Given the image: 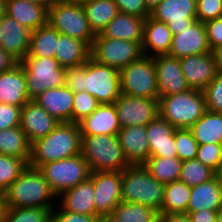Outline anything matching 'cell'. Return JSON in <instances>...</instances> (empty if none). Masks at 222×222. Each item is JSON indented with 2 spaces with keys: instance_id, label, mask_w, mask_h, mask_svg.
I'll use <instances>...</instances> for the list:
<instances>
[{
  "instance_id": "obj_1",
  "label": "cell",
  "mask_w": 222,
  "mask_h": 222,
  "mask_svg": "<svg viewBox=\"0 0 222 222\" xmlns=\"http://www.w3.org/2000/svg\"><path fill=\"white\" fill-rule=\"evenodd\" d=\"M81 143L79 124L60 122L47 136L32 143L29 166L39 169L43 164L77 156Z\"/></svg>"
},
{
  "instance_id": "obj_2",
  "label": "cell",
  "mask_w": 222,
  "mask_h": 222,
  "mask_svg": "<svg viewBox=\"0 0 222 222\" xmlns=\"http://www.w3.org/2000/svg\"><path fill=\"white\" fill-rule=\"evenodd\" d=\"M6 207H40L53 209L56 194L38 168L27 166L22 174L3 192Z\"/></svg>"
},
{
  "instance_id": "obj_3",
  "label": "cell",
  "mask_w": 222,
  "mask_h": 222,
  "mask_svg": "<svg viewBox=\"0 0 222 222\" xmlns=\"http://www.w3.org/2000/svg\"><path fill=\"white\" fill-rule=\"evenodd\" d=\"M165 186L152 177L143 165H130L122 171V202L142 204L160 212Z\"/></svg>"
},
{
  "instance_id": "obj_4",
  "label": "cell",
  "mask_w": 222,
  "mask_h": 222,
  "mask_svg": "<svg viewBox=\"0 0 222 222\" xmlns=\"http://www.w3.org/2000/svg\"><path fill=\"white\" fill-rule=\"evenodd\" d=\"M159 116L175 129H189L207 111L203 91H187L159 96Z\"/></svg>"
},
{
  "instance_id": "obj_5",
  "label": "cell",
  "mask_w": 222,
  "mask_h": 222,
  "mask_svg": "<svg viewBox=\"0 0 222 222\" xmlns=\"http://www.w3.org/2000/svg\"><path fill=\"white\" fill-rule=\"evenodd\" d=\"M81 154L91 172L123 171L130 164L125 158L117 135H81Z\"/></svg>"
},
{
  "instance_id": "obj_6",
  "label": "cell",
  "mask_w": 222,
  "mask_h": 222,
  "mask_svg": "<svg viewBox=\"0 0 222 222\" xmlns=\"http://www.w3.org/2000/svg\"><path fill=\"white\" fill-rule=\"evenodd\" d=\"M119 72L122 94L159 99L154 57L142 55L138 60L120 69Z\"/></svg>"
},
{
  "instance_id": "obj_7",
  "label": "cell",
  "mask_w": 222,
  "mask_h": 222,
  "mask_svg": "<svg viewBox=\"0 0 222 222\" xmlns=\"http://www.w3.org/2000/svg\"><path fill=\"white\" fill-rule=\"evenodd\" d=\"M20 64L25 70L30 100L48 89L64 86L66 68L55 57H25Z\"/></svg>"
},
{
  "instance_id": "obj_8",
  "label": "cell",
  "mask_w": 222,
  "mask_h": 222,
  "mask_svg": "<svg viewBox=\"0 0 222 222\" xmlns=\"http://www.w3.org/2000/svg\"><path fill=\"white\" fill-rule=\"evenodd\" d=\"M47 23L59 33L80 39L90 47L95 38L82 5L54 1L47 9Z\"/></svg>"
},
{
  "instance_id": "obj_9",
  "label": "cell",
  "mask_w": 222,
  "mask_h": 222,
  "mask_svg": "<svg viewBox=\"0 0 222 222\" xmlns=\"http://www.w3.org/2000/svg\"><path fill=\"white\" fill-rule=\"evenodd\" d=\"M39 170L58 197L90 177L91 170L82 154L43 164Z\"/></svg>"
},
{
  "instance_id": "obj_10",
  "label": "cell",
  "mask_w": 222,
  "mask_h": 222,
  "mask_svg": "<svg viewBox=\"0 0 222 222\" xmlns=\"http://www.w3.org/2000/svg\"><path fill=\"white\" fill-rule=\"evenodd\" d=\"M142 53L141 43L95 35L90 50V58L95 62L122 69L138 60Z\"/></svg>"
},
{
  "instance_id": "obj_11",
  "label": "cell",
  "mask_w": 222,
  "mask_h": 222,
  "mask_svg": "<svg viewBox=\"0 0 222 222\" xmlns=\"http://www.w3.org/2000/svg\"><path fill=\"white\" fill-rule=\"evenodd\" d=\"M84 91L100 104H113L121 94L119 69L101 65L90 58L85 63Z\"/></svg>"
},
{
  "instance_id": "obj_12",
  "label": "cell",
  "mask_w": 222,
  "mask_h": 222,
  "mask_svg": "<svg viewBox=\"0 0 222 222\" xmlns=\"http://www.w3.org/2000/svg\"><path fill=\"white\" fill-rule=\"evenodd\" d=\"M93 181L95 215L112 214L122 201V171H95L89 177Z\"/></svg>"
},
{
  "instance_id": "obj_13",
  "label": "cell",
  "mask_w": 222,
  "mask_h": 222,
  "mask_svg": "<svg viewBox=\"0 0 222 222\" xmlns=\"http://www.w3.org/2000/svg\"><path fill=\"white\" fill-rule=\"evenodd\" d=\"M119 124L122 127L146 126L159 116L158 99L120 94L114 102Z\"/></svg>"
},
{
  "instance_id": "obj_14",
  "label": "cell",
  "mask_w": 222,
  "mask_h": 222,
  "mask_svg": "<svg viewBox=\"0 0 222 222\" xmlns=\"http://www.w3.org/2000/svg\"><path fill=\"white\" fill-rule=\"evenodd\" d=\"M150 16L169 26L172 34H178L197 21L196 0H162Z\"/></svg>"
},
{
  "instance_id": "obj_15",
  "label": "cell",
  "mask_w": 222,
  "mask_h": 222,
  "mask_svg": "<svg viewBox=\"0 0 222 222\" xmlns=\"http://www.w3.org/2000/svg\"><path fill=\"white\" fill-rule=\"evenodd\" d=\"M211 52L204 23L195 21L191 26L173 35L168 55L182 58Z\"/></svg>"
},
{
  "instance_id": "obj_16",
  "label": "cell",
  "mask_w": 222,
  "mask_h": 222,
  "mask_svg": "<svg viewBox=\"0 0 222 222\" xmlns=\"http://www.w3.org/2000/svg\"><path fill=\"white\" fill-rule=\"evenodd\" d=\"M181 70L190 89L203 91L219 73L213 53L180 58Z\"/></svg>"
},
{
  "instance_id": "obj_17",
  "label": "cell",
  "mask_w": 222,
  "mask_h": 222,
  "mask_svg": "<svg viewBox=\"0 0 222 222\" xmlns=\"http://www.w3.org/2000/svg\"><path fill=\"white\" fill-rule=\"evenodd\" d=\"M159 96H168L190 89L180 66V58L159 55L154 57Z\"/></svg>"
},
{
  "instance_id": "obj_18",
  "label": "cell",
  "mask_w": 222,
  "mask_h": 222,
  "mask_svg": "<svg viewBox=\"0 0 222 222\" xmlns=\"http://www.w3.org/2000/svg\"><path fill=\"white\" fill-rule=\"evenodd\" d=\"M59 123L34 100H29L21 107L20 128L31 144L47 136Z\"/></svg>"
},
{
  "instance_id": "obj_19",
  "label": "cell",
  "mask_w": 222,
  "mask_h": 222,
  "mask_svg": "<svg viewBox=\"0 0 222 222\" xmlns=\"http://www.w3.org/2000/svg\"><path fill=\"white\" fill-rule=\"evenodd\" d=\"M120 146L130 165H143L150 157L146 126L120 128L118 134Z\"/></svg>"
},
{
  "instance_id": "obj_20",
  "label": "cell",
  "mask_w": 222,
  "mask_h": 222,
  "mask_svg": "<svg viewBox=\"0 0 222 222\" xmlns=\"http://www.w3.org/2000/svg\"><path fill=\"white\" fill-rule=\"evenodd\" d=\"M0 27L1 47L20 63L28 54L32 31L7 14L0 19Z\"/></svg>"
},
{
  "instance_id": "obj_21",
  "label": "cell",
  "mask_w": 222,
  "mask_h": 222,
  "mask_svg": "<svg viewBox=\"0 0 222 222\" xmlns=\"http://www.w3.org/2000/svg\"><path fill=\"white\" fill-rule=\"evenodd\" d=\"M175 130L160 116L146 125L150 157H177Z\"/></svg>"
},
{
  "instance_id": "obj_22",
  "label": "cell",
  "mask_w": 222,
  "mask_h": 222,
  "mask_svg": "<svg viewBox=\"0 0 222 222\" xmlns=\"http://www.w3.org/2000/svg\"><path fill=\"white\" fill-rule=\"evenodd\" d=\"M33 100L59 122H72L74 92L65 85L48 89Z\"/></svg>"
},
{
  "instance_id": "obj_23",
  "label": "cell",
  "mask_w": 222,
  "mask_h": 222,
  "mask_svg": "<svg viewBox=\"0 0 222 222\" xmlns=\"http://www.w3.org/2000/svg\"><path fill=\"white\" fill-rule=\"evenodd\" d=\"M222 212V179L216 174L212 179L191 187L187 212L200 210Z\"/></svg>"
},
{
  "instance_id": "obj_24",
  "label": "cell",
  "mask_w": 222,
  "mask_h": 222,
  "mask_svg": "<svg viewBox=\"0 0 222 222\" xmlns=\"http://www.w3.org/2000/svg\"><path fill=\"white\" fill-rule=\"evenodd\" d=\"M29 100L25 70L20 63L0 73V103L22 107Z\"/></svg>"
},
{
  "instance_id": "obj_25",
  "label": "cell",
  "mask_w": 222,
  "mask_h": 222,
  "mask_svg": "<svg viewBox=\"0 0 222 222\" xmlns=\"http://www.w3.org/2000/svg\"><path fill=\"white\" fill-rule=\"evenodd\" d=\"M172 38L173 34L166 23L147 17L141 44L143 55L155 57L168 54Z\"/></svg>"
},
{
  "instance_id": "obj_26",
  "label": "cell",
  "mask_w": 222,
  "mask_h": 222,
  "mask_svg": "<svg viewBox=\"0 0 222 222\" xmlns=\"http://www.w3.org/2000/svg\"><path fill=\"white\" fill-rule=\"evenodd\" d=\"M78 124L81 135H117L121 128L114 103L100 104L90 116Z\"/></svg>"
},
{
  "instance_id": "obj_27",
  "label": "cell",
  "mask_w": 222,
  "mask_h": 222,
  "mask_svg": "<svg viewBox=\"0 0 222 222\" xmlns=\"http://www.w3.org/2000/svg\"><path fill=\"white\" fill-rule=\"evenodd\" d=\"M59 198L61 200L59 205L65 211L95 215L94 187L90 178L79 183L74 188L62 192L57 197V199Z\"/></svg>"
},
{
  "instance_id": "obj_28",
  "label": "cell",
  "mask_w": 222,
  "mask_h": 222,
  "mask_svg": "<svg viewBox=\"0 0 222 222\" xmlns=\"http://www.w3.org/2000/svg\"><path fill=\"white\" fill-rule=\"evenodd\" d=\"M145 18L119 12L100 33L103 37L143 42Z\"/></svg>"
},
{
  "instance_id": "obj_29",
  "label": "cell",
  "mask_w": 222,
  "mask_h": 222,
  "mask_svg": "<svg viewBox=\"0 0 222 222\" xmlns=\"http://www.w3.org/2000/svg\"><path fill=\"white\" fill-rule=\"evenodd\" d=\"M6 14L31 31L47 23V8L27 0H6Z\"/></svg>"
},
{
  "instance_id": "obj_30",
  "label": "cell",
  "mask_w": 222,
  "mask_h": 222,
  "mask_svg": "<svg viewBox=\"0 0 222 222\" xmlns=\"http://www.w3.org/2000/svg\"><path fill=\"white\" fill-rule=\"evenodd\" d=\"M91 47L84 41L59 33L55 58L64 68L77 67L90 59Z\"/></svg>"
},
{
  "instance_id": "obj_31",
  "label": "cell",
  "mask_w": 222,
  "mask_h": 222,
  "mask_svg": "<svg viewBox=\"0 0 222 222\" xmlns=\"http://www.w3.org/2000/svg\"><path fill=\"white\" fill-rule=\"evenodd\" d=\"M189 130L198 145L222 144V113L207 110Z\"/></svg>"
},
{
  "instance_id": "obj_32",
  "label": "cell",
  "mask_w": 222,
  "mask_h": 222,
  "mask_svg": "<svg viewBox=\"0 0 222 222\" xmlns=\"http://www.w3.org/2000/svg\"><path fill=\"white\" fill-rule=\"evenodd\" d=\"M31 145L20 126L0 130V155L24 159L29 163Z\"/></svg>"
},
{
  "instance_id": "obj_33",
  "label": "cell",
  "mask_w": 222,
  "mask_h": 222,
  "mask_svg": "<svg viewBox=\"0 0 222 222\" xmlns=\"http://www.w3.org/2000/svg\"><path fill=\"white\" fill-rule=\"evenodd\" d=\"M89 26L94 34H99L119 13L114 0H91L82 5Z\"/></svg>"
},
{
  "instance_id": "obj_34",
  "label": "cell",
  "mask_w": 222,
  "mask_h": 222,
  "mask_svg": "<svg viewBox=\"0 0 222 222\" xmlns=\"http://www.w3.org/2000/svg\"><path fill=\"white\" fill-rule=\"evenodd\" d=\"M59 32L48 23L31 32L26 57H55Z\"/></svg>"
},
{
  "instance_id": "obj_35",
  "label": "cell",
  "mask_w": 222,
  "mask_h": 222,
  "mask_svg": "<svg viewBox=\"0 0 222 222\" xmlns=\"http://www.w3.org/2000/svg\"><path fill=\"white\" fill-rule=\"evenodd\" d=\"M190 195L191 187L179 180L166 184L159 215L186 213Z\"/></svg>"
},
{
  "instance_id": "obj_36",
  "label": "cell",
  "mask_w": 222,
  "mask_h": 222,
  "mask_svg": "<svg viewBox=\"0 0 222 222\" xmlns=\"http://www.w3.org/2000/svg\"><path fill=\"white\" fill-rule=\"evenodd\" d=\"M143 166L158 182L168 184L179 180L182 161L178 157H149Z\"/></svg>"
},
{
  "instance_id": "obj_37",
  "label": "cell",
  "mask_w": 222,
  "mask_h": 222,
  "mask_svg": "<svg viewBox=\"0 0 222 222\" xmlns=\"http://www.w3.org/2000/svg\"><path fill=\"white\" fill-rule=\"evenodd\" d=\"M120 222H160L159 212L136 203L120 202L112 212Z\"/></svg>"
},
{
  "instance_id": "obj_38",
  "label": "cell",
  "mask_w": 222,
  "mask_h": 222,
  "mask_svg": "<svg viewBox=\"0 0 222 222\" xmlns=\"http://www.w3.org/2000/svg\"><path fill=\"white\" fill-rule=\"evenodd\" d=\"M216 173L197 159L182 161L179 181L189 187L197 186L212 179Z\"/></svg>"
},
{
  "instance_id": "obj_39",
  "label": "cell",
  "mask_w": 222,
  "mask_h": 222,
  "mask_svg": "<svg viewBox=\"0 0 222 222\" xmlns=\"http://www.w3.org/2000/svg\"><path fill=\"white\" fill-rule=\"evenodd\" d=\"M52 210L40 207H6L3 222H51Z\"/></svg>"
},
{
  "instance_id": "obj_40",
  "label": "cell",
  "mask_w": 222,
  "mask_h": 222,
  "mask_svg": "<svg viewBox=\"0 0 222 222\" xmlns=\"http://www.w3.org/2000/svg\"><path fill=\"white\" fill-rule=\"evenodd\" d=\"M29 163L24 159L0 155V192H4L26 169Z\"/></svg>"
},
{
  "instance_id": "obj_41",
  "label": "cell",
  "mask_w": 222,
  "mask_h": 222,
  "mask_svg": "<svg viewBox=\"0 0 222 222\" xmlns=\"http://www.w3.org/2000/svg\"><path fill=\"white\" fill-rule=\"evenodd\" d=\"M175 148L181 161L196 159L199 145L189 129L175 130Z\"/></svg>"
},
{
  "instance_id": "obj_42",
  "label": "cell",
  "mask_w": 222,
  "mask_h": 222,
  "mask_svg": "<svg viewBox=\"0 0 222 222\" xmlns=\"http://www.w3.org/2000/svg\"><path fill=\"white\" fill-rule=\"evenodd\" d=\"M99 105L98 100L87 91L74 93L72 122L79 123L85 117L90 116Z\"/></svg>"
},
{
  "instance_id": "obj_43",
  "label": "cell",
  "mask_w": 222,
  "mask_h": 222,
  "mask_svg": "<svg viewBox=\"0 0 222 222\" xmlns=\"http://www.w3.org/2000/svg\"><path fill=\"white\" fill-rule=\"evenodd\" d=\"M196 159L216 174H220L222 172V144L199 145Z\"/></svg>"
},
{
  "instance_id": "obj_44",
  "label": "cell",
  "mask_w": 222,
  "mask_h": 222,
  "mask_svg": "<svg viewBox=\"0 0 222 222\" xmlns=\"http://www.w3.org/2000/svg\"><path fill=\"white\" fill-rule=\"evenodd\" d=\"M207 110L222 113V72L205 87L203 90Z\"/></svg>"
},
{
  "instance_id": "obj_45",
  "label": "cell",
  "mask_w": 222,
  "mask_h": 222,
  "mask_svg": "<svg viewBox=\"0 0 222 222\" xmlns=\"http://www.w3.org/2000/svg\"><path fill=\"white\" fill-rule=\"evenodd\" d=\"M197 21L205 23L222 17V0H196Z\"/></svg>"
},
{
  "instance_id": "obj_46",
  "label": "cell",
  "mask_w": 222,
  "mask_h": 222,
  "mask_svg": "<svg viewBox=\"0 0 222 222\" xmlns=\"http://www.w3.org/2000/svg\"><path fill=\"white\" fill-rule=\"evenodd\" d=\"M21 107L0 103V130L20 126Z\"/></svg>"
},
{
  "instance_id": "obj_47",
  "label": "cell",
  "mask_w": 222,
  "mask_h": 222,
  "mask_svg": "<svg viewBox=\"0 0 222 222\" xmlns=\"http://www.w3.org/2000/svg\"><path fill=\"white\" fill-rule=\"evenodd\" d=\"M85 64L66 68L64 85L74 93L84 92Z\"/></svg>"
},
{
  "instance_id": "obj_48",
  "label": "cell",
  "mask_w": 222,
  "mask_h": 222,
  "mask_svg": "<svg viewBox=\"0 0 222 222\" xmlns=\"http://www.w3.org/2000/svg\"><path fill=\"white\" fill-rule=\"evenodd\" d=\"M119 12L147 18L151 12L147 9L144 0H114Z\"/></svg>"
},
{
  "instance_id": "obj_49",
  "label": "cell",
  "mask_w": 222,
  "mask_h": 222,
  "mask_svg": "<svg viewBox=\"0 0 222 222\" xmlns=\"http://www.w3.org/2000/svg\"><path fill=\"white\" fill-rule=\"evenodd\" d=\"M58 212L54 207L51 213V222H99L97 215H85L80 213H73L63 210L59 207ZM56 210V211H55Z\"/></svg>"
},
{
  "instance_id": "obj_50",
  "label": "cell",
  "mask_w": 222,
  "mask_h": 222,
  "mask_svg": "<svg viewBox=\"0 0 222 222\" xmlns=\"http://www.w3.org/2000/svg\"><path fill=\"white\" fill-rule=\"evenodd\" d=\"M211 50L222 44V17L204 23Z\"/></svg>"
},
{
  "instance_id": "obj_51",
  "label": "cell",
  "mask_w": 222,
  "mask_h": 222,
  "mask_svg": "<svg viewBox=\"0 0 222 222\" xmlns=\"http://www.w3.org/2000/svg\"><path fill=\"white\" fill-rule=\"evenodd\" d=\"M189 214L192 222H215L219 213L211 210H200L196 212H186Z\"/></svg>"
},
{
  "instance_id": "obj_52",
  "label": "cell",
  "mask_w": 222,
  "mask_h": 222,
  "mask_svg": "<svg viewBox=\"0 0 222 222\" xmlns=\"http://www.w3.org/2000/svg\"><path fill=\"white\" fill-rule=\"evenodd\" d=\"M19 62L0 46V73L11 70Z\"/></svg>"
},
{
  "instance_id": "obj_53",
  "label": "cell",
  "mask_w": 222,
  "mask_h": 222,
  "mask_svg": "<svg viewBox=\"0 0 222 222\" xmlns=\"http://www.w3.org/2000/svg\"><path fill=\"white\" fill-rule=\"evenodd\" d=\"M160 222H192L188 213L160 215Z\"/></svg>"
},
{
  "instance_id": "obj_54",
  "label": "cell",
  "mask_w": 222,
  "mask_h": 222,
  "mask_svg": "<svg viewBox=\"0 0 222 222\" xmlns=\"http://www.w3.org/2000/svg\"><path fill=\"white\" fill-rule=\"evenodd\" d=\"M212 53L215 57L217 65H218L219 72H222V44L215 47L212 50Z\"/></svg>"
},
{
  "instance_id": "obj_55",
  "label": "cell",
  "mask_w": 222,
  "mask_h": 222,
  "mask_svg": "<svg viewBox=\"0 0 222 222\" xmlns=\"http://www.w3.org/2000/svg\"><path fill=\"white\" fill-rule=\"evenodd\" d=\"M5 211H6V204H5L4 194L0 192V222L4 221Z\"/></svg>"
},
{
  "instance_id": "obj_56",
  "label": "cell",
  "mask_w": 222,
  "mask_h": 222,
  "mask_svg": "<svg viewBox=\"0 0 222 222\" xmlns=\"http://www.w3.org/2000/svg\"><path fill=\"white\" fill-rule=\"evenodd\" d=\"M162 0H144L147 9L151 12Z\"/></svg>"
},
{
  "instance_id": "obj_57",
  "label": "cell",
  "mask_w": 222,
  "mask_h": 222,
  "mask_svg": "<svg viewBox=\"0 0 222 222\" xmlns=\"http://www.w3.org/2000/svg\"><path fill=\"white\" fill-rule=\"evenodd\" d=\"M99 222H120L112 214L99 217Z\"/></svg>"
},
{
  "instance_id": "obj_58",
  "label": "cell",
  "mask_w": 222,
  "mask_h": 222,
  "mask_svg": "<svg viewBox=\"0 0 222 222\" xmlns=\"http://www.w3.org/2000/svg\"><path fill=\"white\" fill-rule=\"evenodd\" d=\"M55 1L63 2V3H70V4H77V5H84L85 3L91 0H55Z\"/></svg>"
},
{
  "instance_id": "obj_59",
  "label": "cell",
  "mask_w": 222,
  "mask_h": 222,
  "mask_svg": "<svg viewBox=\"0 0 222 222\" xmlns=\"http://www.w3.org/2000/svg\"><path fill=\"white\" fill-rule=\"evenodd\" d=\"M30 2H34L40 5H44L47 9L55 0H27Z\"/></svg>"
},
{
  "instance_id": "obj_60",
  "label": "cell",
  "mask_w": 222,
  "mask_h": 222,
  "mask_svg": "<svg viewBox=\"0 0 222 222\" xmlns=\"http://www.w3.org/2000/svg\"><path fill=\"white\" fill-rule=\"evenodd\" d=\"M6 14V0H0V19Z\"/></svg>"
},
{
  "instance_id": "obj_61",
  "label": "cell",
  "mask_w": 222,
  "mask_h": 222,
  "mask_svg": "<svg viewBox=\"0 0 222 222\" xmlns=\"http://www.w3.org/2000/svg\"><path fill=\"white\" fill-rule=\"evenodd\" d=\"M215 222H222V213H219L217 218L215 219Z\"/></svg>"
},
{
  "instance_id": "obj_62",
  "label": "cell",
  "mask_w": 222,
  "mask_h": 222,
  "mask_svg": "<svg viewBox=\"0 0 222 222\" xmlns=\"http://www.w3.org/2000/svg\"><path fill=\"white\" fill-rule=\"evenodd\" d=\"M2 37H3V33H2V29L0 27V46H1V42H2Z\"/></svg>"
}]
</instances>
